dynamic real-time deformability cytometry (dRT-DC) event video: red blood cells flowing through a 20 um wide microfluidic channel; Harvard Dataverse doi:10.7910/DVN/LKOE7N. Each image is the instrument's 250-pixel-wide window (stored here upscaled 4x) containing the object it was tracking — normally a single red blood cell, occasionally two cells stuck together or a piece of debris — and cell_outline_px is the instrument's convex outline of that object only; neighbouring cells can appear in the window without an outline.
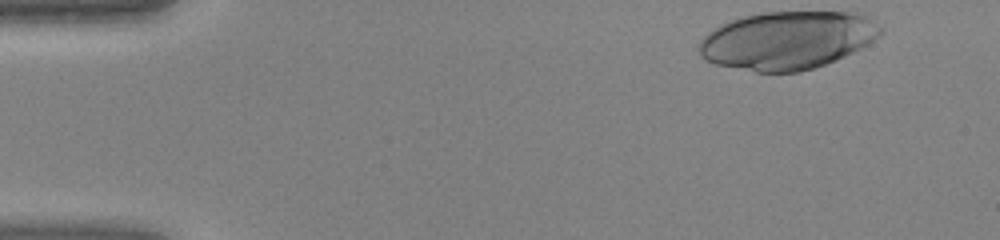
{"species": "human", "species_latin": "Homo sapiens", "temperature_condition": "warm", "stored_images_in_passage": 35, "camera_frame_rate_fps": 3000, "um_per_image_px": 0.085, "donor": {"sex": "female"}, "frame": {"image": 1, "passage_image": 1, "time_ms": 0.0, "image_size_px": [1000, 240], "cell_outline_px": [[884, 32], [880, 36], [860, 48], [836, 60], [800, 72], [756, 72], [716, 64], [704, 60], [700, 56], [696, 48], [700, 40], [708, 32], [732, 20], [744, 16], [760, 12], [860, 12], [884, 28]], "centroid_in_image_um": [66.92, 3.42], "position_along_channel_um": 18.1, "area_um2": 61.5}}